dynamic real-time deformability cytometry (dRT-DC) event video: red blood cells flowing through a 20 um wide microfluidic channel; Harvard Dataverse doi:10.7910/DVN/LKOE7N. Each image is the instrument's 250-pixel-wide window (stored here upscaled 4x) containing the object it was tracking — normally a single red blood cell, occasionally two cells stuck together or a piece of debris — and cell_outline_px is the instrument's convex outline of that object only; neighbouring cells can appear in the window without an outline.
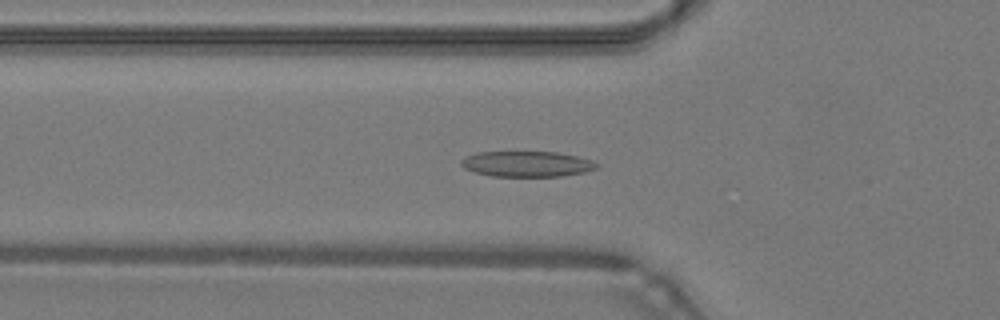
{"species": "common noctule bat (a hibernating species)", "species_latin": "Nyctalus noctula", "temperature_condition": "warm", "stored_images_in_passage": 48, "camera_frame_rate_fps": 3000, "um_per_image_px": 0.085, "animal": {"sex": "male", "body_mass_g": 19.2, "forearm_length_mm": 51.8}, "frame": {"image": 1, "passage_image": 17, "time_ms": 5.333, "image_size_px": [1000, 320], "cell_outline_px": [[600, 164], [596, 168], [584, 172], [560, 176], [492, 176], [476, 172], [464, 168], [460, 164], [460, 160], [464, 156], [476, 152], [556, 152], [576, 156], [592, 160]], "centroid_in_image_um": [44.76, 13.93], "position_along_channel_um": 81.0, "area_um2": 20.17}}
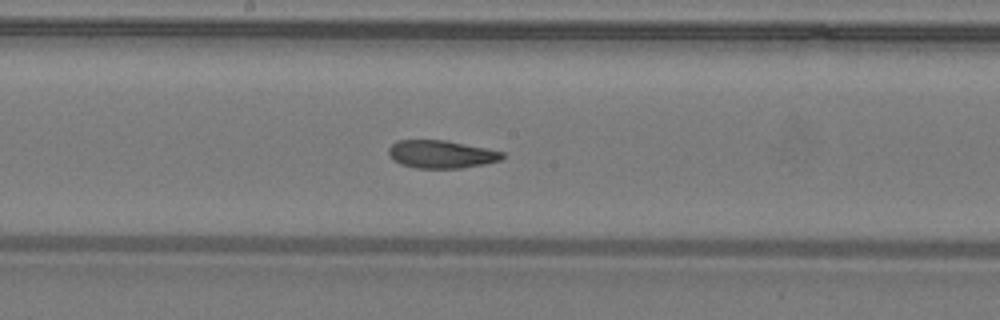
{"frame": {"image": 2, "passage_image": 26, "time_ms": 8.333, "image_size_px": [1000, 320], "cell_outline_px": [[504, 156], [500, 160], [484, 164], [460, 168], [416, 168], [400, 164], [392, 160], [388, 156], [388, 148], [396, 140], [444, 140], [504, 152]], "centroid_in_image_um": [37.44, 13.11], "position_along_channel_um": 210.8, "area_um2": 18.44}}
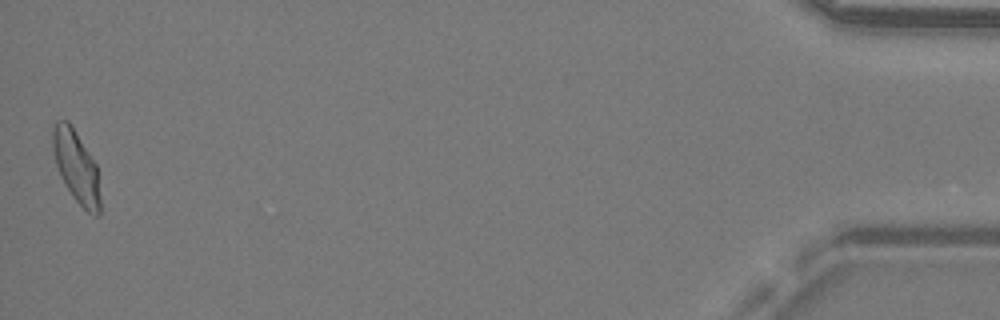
{"frame": {"image": 3, "passage_image": 48, "time_ms": 15.667, "image_size_px": [1000, 320], "cell_outline_px": [[100, 216], [96, 216], [88, 212], [72, 196], [60, 176], [56, 164], [52, 148], [52, 132], [56, 120], [68, 120], [96, 164], [100, 196]], "centroid_in_image_um": [6.47, 14.17], "position_along_channel_um": 428.7, "area_um2": 19.77}, "authors_computed_cell_mechanics": {"area_um2": 19.5942, "velocity_mm_per_s": 4.2815, "shape_relaxation_time_tau1_ms": 5.3542, "shape_relaxation_time_tau2_ms": 1.6118, "deformation_change_tau1": 0.1736, "deformation_change_tau2": 0.0858}}